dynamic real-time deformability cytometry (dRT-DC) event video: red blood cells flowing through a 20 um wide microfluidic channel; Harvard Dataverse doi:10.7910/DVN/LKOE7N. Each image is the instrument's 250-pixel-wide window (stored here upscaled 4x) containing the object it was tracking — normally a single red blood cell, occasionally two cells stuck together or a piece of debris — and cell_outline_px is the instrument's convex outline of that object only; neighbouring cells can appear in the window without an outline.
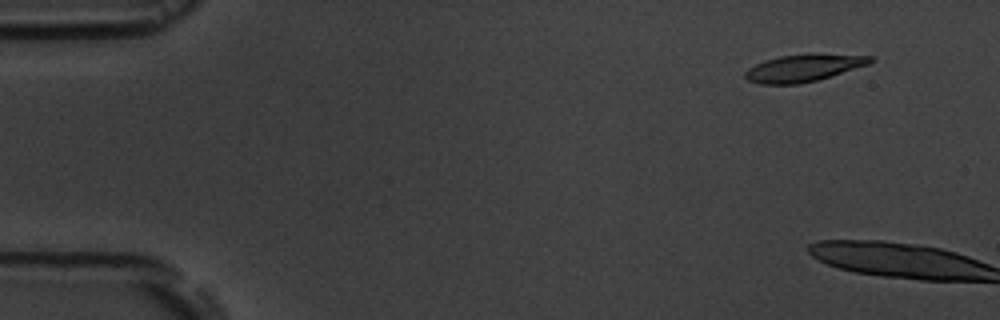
{"species": "common noctule bat (a hibernating species)", "species_latin": "Nyctalus noctula", "temperature_condition": "room temperature", "stored_images_in_passage": 3, "camera_frame_rate_fps": 3000, "um_per_image_px": 0.085, "animal": {"sex": "male", "body_mass_g": 19.5, "forearm_length_mm": 54.6}, "frame": {"image": 1, "passage_image": 2, "time_ms": 1.333, "image_size_px": [1000, 320], "cell_outline_px": [[876, 60], [868, 64], [832, 76], [816, 80], [796, 84], [760, 84], [748, 80], [744, 76], [744, 72], [748, 68], [764, 60], [780, 56], [812, 52], [872, 56]], "centroid_in_image_um": [68.32, 5.75], "position_along_channel_um": 16.7, "area_um2": 20.17}}